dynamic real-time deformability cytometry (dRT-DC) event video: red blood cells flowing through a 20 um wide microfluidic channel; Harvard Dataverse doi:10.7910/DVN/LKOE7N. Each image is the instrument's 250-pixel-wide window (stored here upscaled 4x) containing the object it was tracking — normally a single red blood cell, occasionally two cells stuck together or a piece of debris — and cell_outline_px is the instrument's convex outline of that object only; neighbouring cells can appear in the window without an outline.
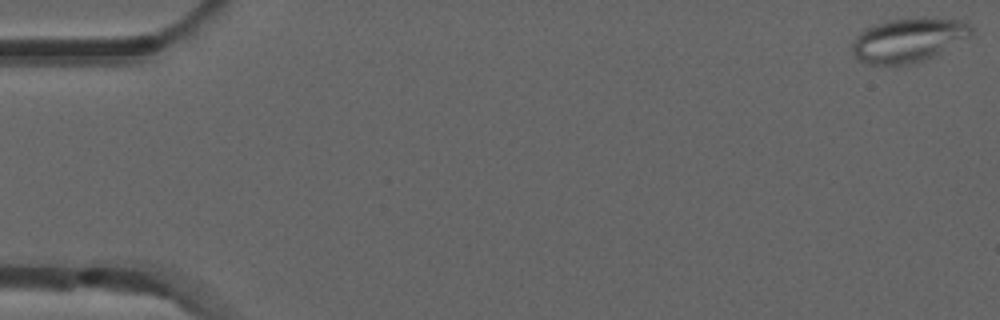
{"species": "common noctule bat (a hibernating species)", "species_latin": "Nyctalus noctula", "temperature_condition": "room temperature", "stored_images_in_passage": 6, "camera_frame_rate_fps": 3000, "um_per_image_px": 0.085, "animal": {"sex": "male", "forearm_length_mm": 52.5}, "frame": {"image": 1, "passage_image": 1, "time_ms": 0.0, "image_size_px": [1000, 320], "cell_outline_px": [[972, 36], [924, 60], [908, 64], [868, 64], [856, 60], [852, 52], [852, 40], [860, 32], [876, 24], [888, 20], [920, 16], [968, 20], [972, 24]], "centroid_in_image_um": [77.24, 3.36], "position_along_channel_um": 7.8, "area_um2": 31.04}}
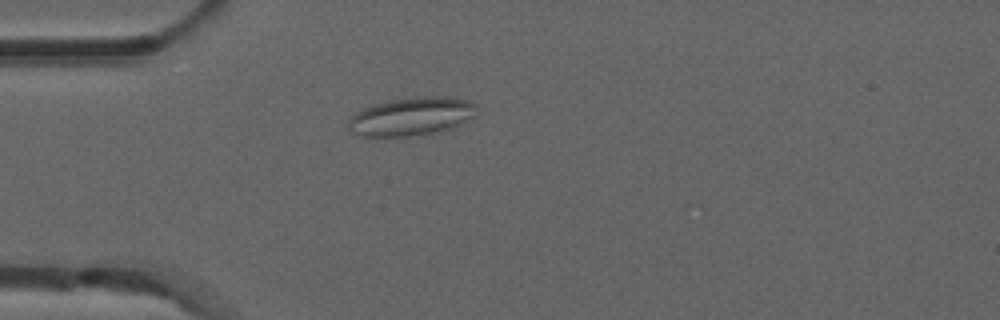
{"frame": {"image": 2, "passage_image": 5, "time_ms": 1.333, "image_size_px": [1000, 320], "cell_outline_px": [[476, 116], [452, 128], [436, 132], [408, 136], [364, 136], [352, 132], [348, 128], [348, 124], [352, 116], [356, 112], [364, 108], [376, 104], [392, 100], [424, 96], [448, 96], [468, 100], [476, 104]], "centroid_in_image_um": [35.03, 9.89], "position_along_channel_um": 50.0, "area_um2": 28.44}}